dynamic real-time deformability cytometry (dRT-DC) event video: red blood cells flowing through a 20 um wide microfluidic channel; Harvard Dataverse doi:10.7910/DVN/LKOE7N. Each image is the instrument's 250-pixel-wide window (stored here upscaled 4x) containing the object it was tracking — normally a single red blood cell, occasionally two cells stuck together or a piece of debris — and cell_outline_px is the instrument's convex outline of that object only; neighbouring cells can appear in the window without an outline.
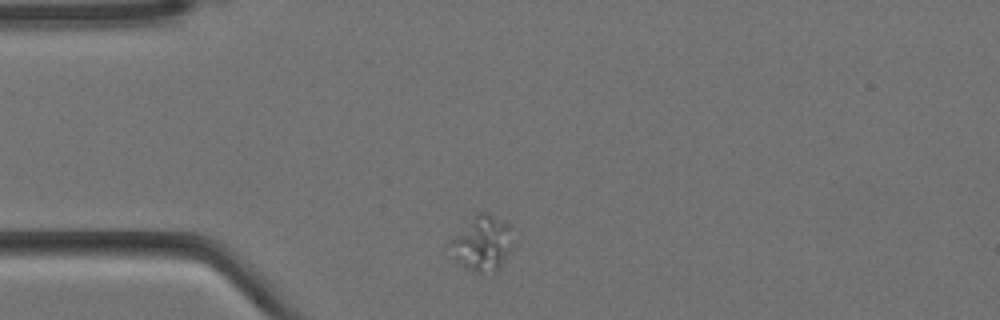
{"species": "Egyptian fruit bat (a non-hibernating species)", "species_latin": "Rousettus aegyptiacus", "temperature_condition": "cold", "stored_images_in_passage": 2, "camera_frame_rate_fps": 3000, "um_per_image_px": 0.085, "animal": {"sex": "female"}, "frame": {"image": 1, "passage_image": 1, "time_ms": 0.0, "image_size_px": [1000, 320], "cell_outline_px": [[512, 244], [500, 268], [496, 272], [476, 272], [464, 268], [456, 260], [448, 244], [472, 216], [476, 212], [488, 212], [504, 220], [508, 224]], "centroid_in_image_um": [40.98, 20.67], "position_along_channel_um": 44.0, "area_um2": 19.94}}